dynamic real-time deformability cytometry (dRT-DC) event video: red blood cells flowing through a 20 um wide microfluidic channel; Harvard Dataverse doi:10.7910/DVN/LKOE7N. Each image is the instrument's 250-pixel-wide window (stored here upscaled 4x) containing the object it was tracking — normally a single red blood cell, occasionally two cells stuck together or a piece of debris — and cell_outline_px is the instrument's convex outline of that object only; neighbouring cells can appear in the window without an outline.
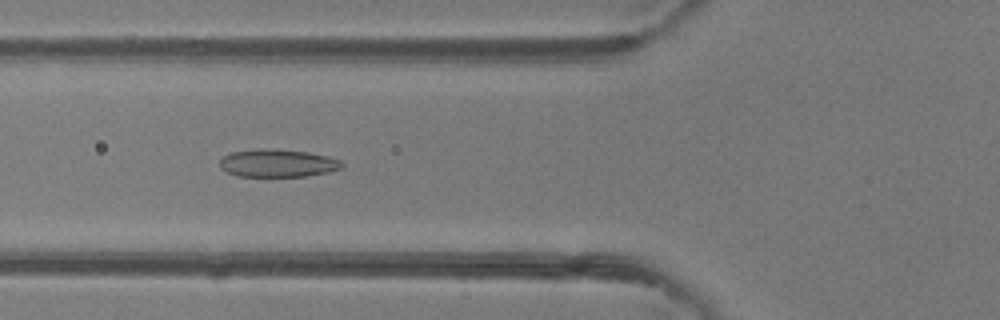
{"species": "common noctule bat (a hibernating species)", "species_latin": "Nyctalus noctula", "temperature_condition": "room temperature", "stored_images_in_passage": 50, "camera_frame_rate_fps": 3000, "um_per_image_px": 0.085, "animal": {"sex": "female"}, "frame": {"image": 1, "passage_image": 19, "time_ms": 6.0, "image_size_px": [1000, 320], "cell_outline_px": [[344, 164], [340, 168], [328, 172], [304, 176], [236, 176], [224, 172], [220, 168], [220, 160], [224, 156], [232, 152], [260, 148], [264, 148], [308, 152], [328, 156], [340, 160]], "centroid_in_image_um": [23.56, 13.87], "position_along_channel_um": 102.2, "area_um2": 19.77}}
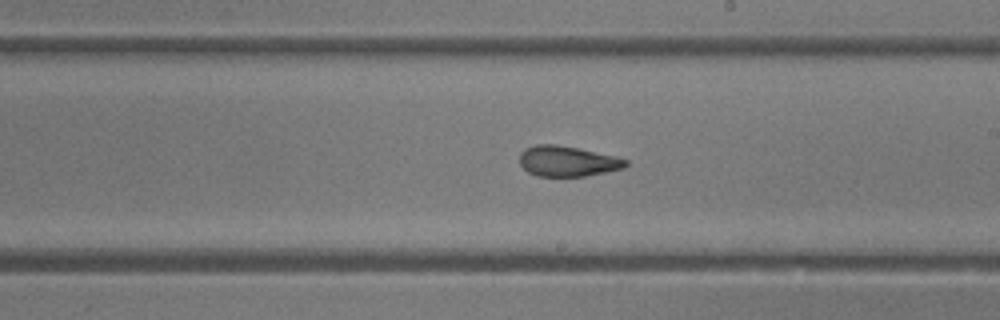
{"frame": {"image": 2, "passage_image": 29, "time_ms": 9.333, "image_size_px": [1000, 320], "cell_outline_px": [[628, 164], [624, 168], [584, 176], [536, 176], [528, 172], [520, 164], [520, 152], [524, 148], [536, 144], [556, 144], [616, 156], [628, 160]], "centroid_in_image_um": [48.21, 13.7], "position_along_channel_um": 240.8, "area_um2": 18.79}}
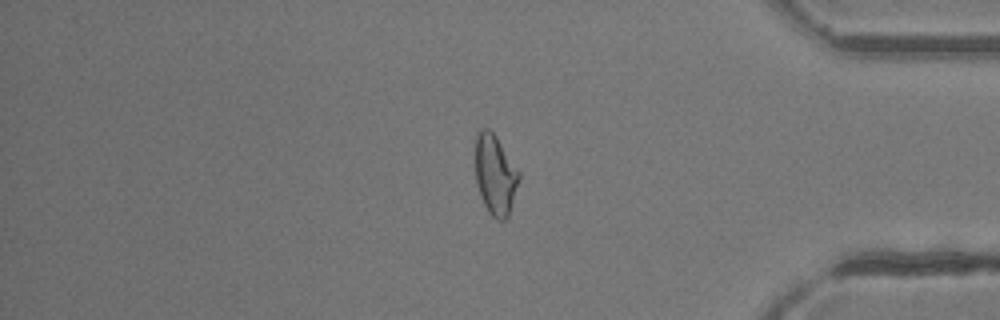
{"frame": {"image": 3, "passage_image": 42, "time_ms": 13.667, "image_size_px": [1000, 320], "cell_outline_px": [[520, 180], [508, 216], [504, 220], [496, 220], [488, 212], [480, 196], [476, 184], [476, 136], [480, 128], [488, 128], [496, 136], [520, 172]], "centroid_in_image_um": [42.1, 14.87], "position_along_channel_um": 393.1, "area_um2": 20.4}, "authors_computed_cell_mechanics": {"area_um2": 20.6635, "velocity_mm_per_s": 4.146, "shape_relaxation_time_tau1_ms": 6.477, "shape_relaxation_time_tau2_ms": 1.4588, "deformation_change_tau1": 0.1858, "deformation_change_tau2": 0.0944}}